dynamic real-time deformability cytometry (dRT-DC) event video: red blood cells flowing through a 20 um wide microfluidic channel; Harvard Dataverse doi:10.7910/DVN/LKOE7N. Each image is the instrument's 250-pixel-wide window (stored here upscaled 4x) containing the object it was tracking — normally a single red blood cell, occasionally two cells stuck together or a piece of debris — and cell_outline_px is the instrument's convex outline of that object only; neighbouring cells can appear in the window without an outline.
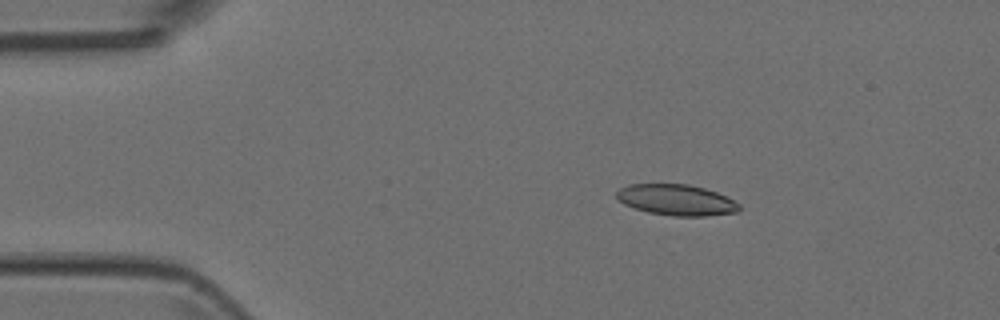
{"species": "Egyptian fruit bat (a non-hibernating species)", "species_latin": "Rousettus aegyptiacus", "temperature_condition": "room temperature", "stored_images_in_passage": 6, "camera_frame_rate_fps": 3000, "um_per_image_px": 0.085, "animal": {"sex": "female"}, "frame": {"image": 1, "passage_image": 3, "time_ms": 0.667, "image_size_px": [1000, 320], "cell_outline_px": [[740, 212], [708, 216], [672, 216], [648, 212], [624, 204], [616, 196], [616, 192], [620, 188], [628, 184], [688, 184], [704, 188], [716, 192], [740, 204]], "centroid_in_image_um": [57.51, 17.0], "position_along_channel_um": 27.5, "area_um2": 22.08}}
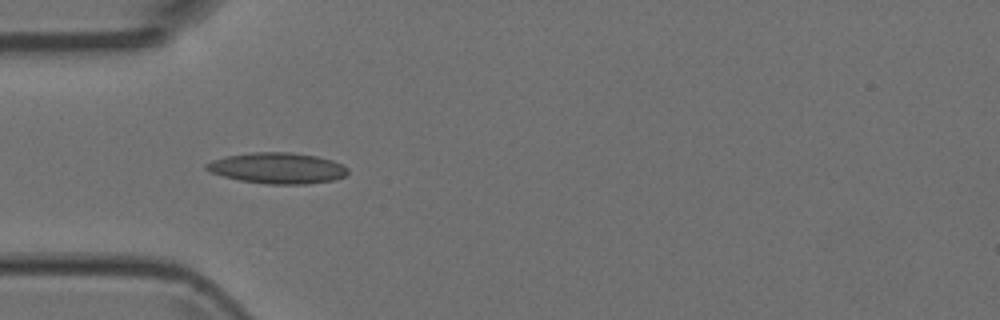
{"frame": {"image": 2, "passage_image": 5, "time_ms": 1.333, "image_size_px": [1000, 320], "cell_outline_px": [[348, 172], [344, 176], [332, 180], [308, 184], [268, 184], [240, 180], [224, 176], [212, 172], [204, 168], [204, 164], [212, 160], [224, 156], [252, 152], [292, 152], [316, 156], [332, 160], [348, 168]], "centroid_in_image_um": [23.56, 14.28], "position_along_channel_um": 61.4, "area_um2": 25.43}}
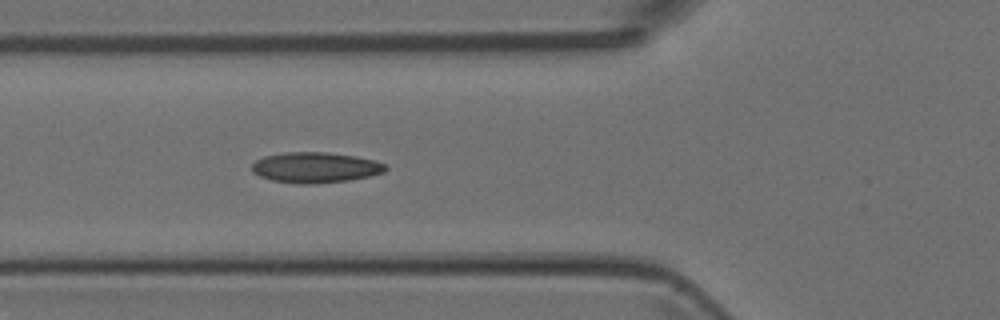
{"frame": {"image": 3, "passage_image": 6, "time_ms": 1.667, "image_size_px": [1000, 320], "cell_outline_px": [[388, 168], [384, 172], [368, 176], [348, 180], [312, 184], [296, 184], [272, 180], [260, 176], [252, 172], [252, 164], [256, 160], [264, 156], [284, 152], [328, 152], [352, 156], [372, 160], [384, 164]], "centroid_in_image_um": [26.76, 14.24], "position_along_channel_um": 99.0, "area_um2": 23.64}}